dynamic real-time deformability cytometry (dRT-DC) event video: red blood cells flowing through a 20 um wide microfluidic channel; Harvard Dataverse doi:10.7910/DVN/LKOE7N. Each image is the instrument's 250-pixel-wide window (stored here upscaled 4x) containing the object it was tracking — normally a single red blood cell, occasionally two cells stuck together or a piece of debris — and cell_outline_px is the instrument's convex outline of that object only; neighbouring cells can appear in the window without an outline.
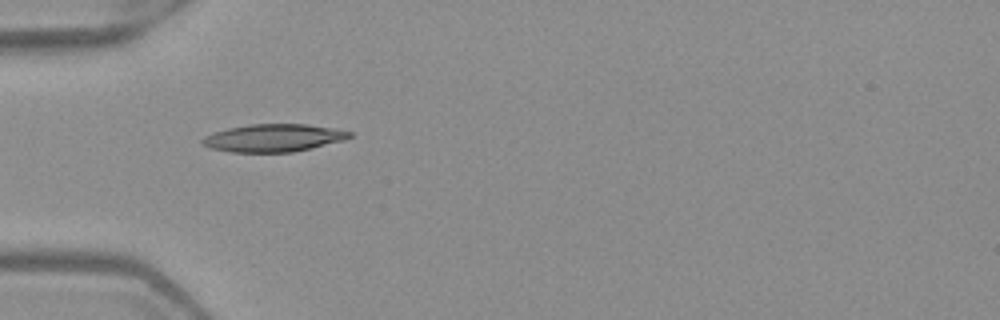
{"species": "Egyptian fruit bat (a non-hibernating species)", "species_latin": "Rousettus aegyptiacus", "temperature_condition": "warm", "stored_images_in_passage": 2, "camera_frame_rate_fps": 3000, "um_per_image_px": 0.085, "frame": {"image": 1, "passage_image": 1, "time_ms": 0.0, "image_size_px": [1000, 320], "cell_outline_px": [[352, 136], [344, 140], [312, 148], [292, 152], [232, 152], [212, 148], [200, 144], [200, 140], [204, 136], [212, 132], [228, 128], [248, 124], [308, 124], [332, 128], [352, 132]], "centroid_in_image_um": [23.21, 11.72], "position_along_channel_um": 61.8, "area_um2": 23.81}}
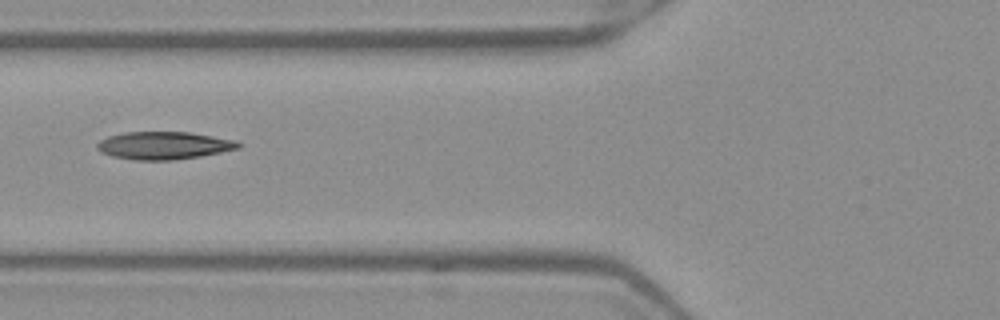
{"frame": {"image": 2, "passage_image": 2, "time_ms": 0.333, "image_size_px": [1000, 320], "cell_outline_px": [[244, 144], [240, 148], [200, 156], [172, 160], [136, 160], [112, 156], [100, 152], [96, 148], [96, 144], [100, 140], [108, 136], [124, 132], [188, 132], [236, 140]], "centroid_in_image_um": [13.92, 12.36], "position_along_channel_um": 111.9, "area_um2": 22.83}}